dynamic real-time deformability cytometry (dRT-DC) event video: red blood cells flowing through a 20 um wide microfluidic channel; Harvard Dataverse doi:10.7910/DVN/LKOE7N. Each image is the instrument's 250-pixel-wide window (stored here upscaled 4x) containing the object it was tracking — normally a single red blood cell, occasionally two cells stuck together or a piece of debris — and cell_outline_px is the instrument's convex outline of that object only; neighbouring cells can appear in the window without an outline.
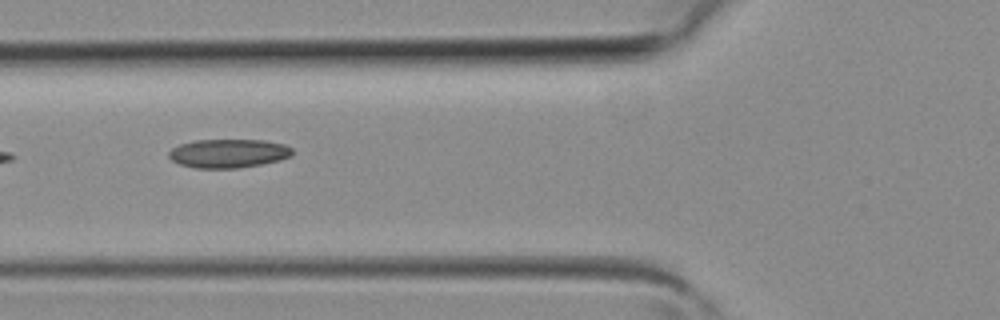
{"species": "common noctule bat (a hibernating species)", "species_latin": "Nyctalus noctula", "temperature_condition": "room temperature", "stored_images_in_passage": 4, "camera_frame_rate_fps": 3000, "um_per_image_px": 0.085, "animal": {"sex": "female", "body_mass_g": 19.3, "forearm_length_mm": 54.1}, "frame": {"image": 1, "passage_image": 4, "time_ms": 1.0, "image_size_px": [1000, 320], "cell_outline_px": [[292, 156], [280, 160], [260, 164], [236, 168], [196, 168], [180, 164], [172, 160], [168, 156], [168, 152], [172, 148], [180, 144], [196, 140], [264, 140], [284, 144], [292, 148]], "centroid_in_image_um": [19.41, 13.03], "position_along_channel_um": 106.4, "area_um2": 20.63}}